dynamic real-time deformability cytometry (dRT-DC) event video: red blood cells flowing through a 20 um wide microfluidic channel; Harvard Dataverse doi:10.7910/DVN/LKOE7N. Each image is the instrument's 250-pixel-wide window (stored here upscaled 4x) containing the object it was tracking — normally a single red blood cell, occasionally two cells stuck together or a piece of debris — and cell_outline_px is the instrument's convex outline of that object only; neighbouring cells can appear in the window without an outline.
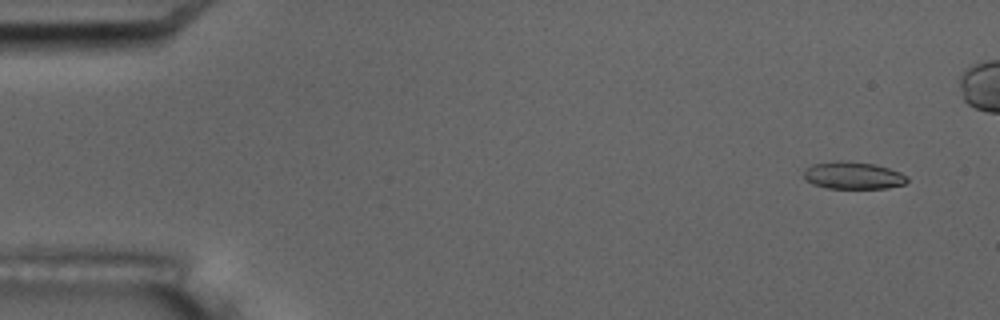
{"species": "common noctule bat (a hibernating species)", "species_latin": "Nyctalus noctula", "temperature_condition": "room temperature", "stored_images_in_passage": 5, "camera_frame_rate_fps": 3000, "um_per_image_px": 0.085, "animal": {"sex": "male", "body_mass_g": 17.5, "forearm_length_mm": 52.3}, "frame": {"image": 1, "passage_image": 2, "time_ms": 1.0, "image_size_px": [1000, 320], "cell_outline_px": [[908, 180], [904, 184], [888, 188], [828, 188], [812, 184], [804, 180], [804, 168], [812, 164], [836, 160], [840, 160], [876, 164], [900, 172], [908, 176]], "centroid_in_image_um": [72.48, 14.9], "position_along_channel_um": 12.5, "area_um2": 16.65}}